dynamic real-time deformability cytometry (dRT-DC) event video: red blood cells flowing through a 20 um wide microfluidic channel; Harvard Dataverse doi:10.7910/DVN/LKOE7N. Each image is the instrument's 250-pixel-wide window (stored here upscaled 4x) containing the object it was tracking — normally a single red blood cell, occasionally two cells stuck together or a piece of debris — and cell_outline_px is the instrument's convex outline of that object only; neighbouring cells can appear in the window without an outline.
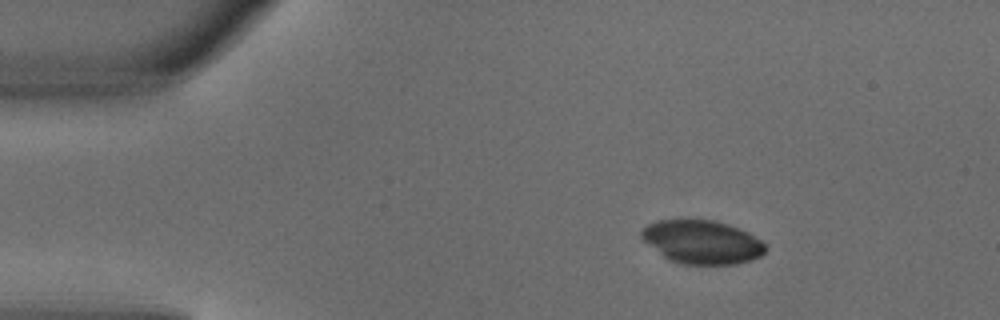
{"species": "common noctule bat (a hibernating species)", "species_latin": "Nyctalus noctula", "temperature_condition": "warm", "stored_images_in_passage": 3, "camera_frame_rate_fps": 3000, "um_per_image_px": 0.085, "animal": {"sex": "male", "body_mass_g": 18.8}, "frame": {"image": 1, "passage_image": 1, "time_ms": 0.0, "image_size_px": [1000, 320], "cell_outline_px": [[768, 248], [760, 256], [752, 260], [736, 264], [684, 264], [668, 260], [644, 240], [640, 236], [640, 232], [648, 224], [656, 220], [712, 220], [728, 224], [748, 232], [760, 240]], "centroid_in_image_um": [59.68, 20.57], "position_along_channel_um": 25.3, "area_um2": 31.27}}